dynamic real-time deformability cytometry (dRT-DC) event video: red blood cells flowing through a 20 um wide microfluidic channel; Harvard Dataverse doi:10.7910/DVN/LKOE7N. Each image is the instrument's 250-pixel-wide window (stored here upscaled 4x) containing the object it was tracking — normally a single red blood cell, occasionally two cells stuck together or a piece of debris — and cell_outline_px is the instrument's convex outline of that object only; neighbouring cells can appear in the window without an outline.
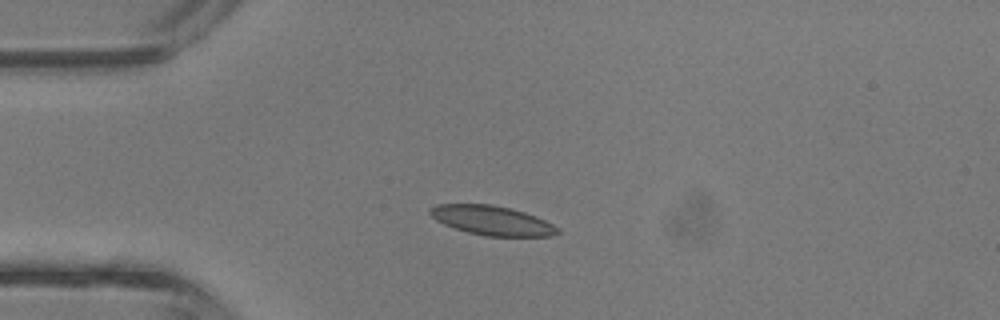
{"species": "common noctule bat (a hibernating species)", "species_latin": "Nyctalus noctula", "temperature_condition": "room temperature", "stored_images_in_passage": 4, "camera_frame_rate_fps": 3000, "um_per_image_px": 0.085, "animal": {"sex": "male", "body_mass_g": 13.3}, "frame": {"image": 1, "passage_image": 3, "time_ms": 0.667, "image_size_px": [1000, 320], "cell_outline_px": [[560, 232], [552, 236], [484, 236], [468, 232], [444, 224], [436, 220], [428, 212], [428, 208], [436, 204], [492, 204], [524, 212], [536, 216], [560, 228]], "centroid_in_image_um": [41.81, 18.74], "position_along_channel_um": 43.2, "area_um2": 21.79}}